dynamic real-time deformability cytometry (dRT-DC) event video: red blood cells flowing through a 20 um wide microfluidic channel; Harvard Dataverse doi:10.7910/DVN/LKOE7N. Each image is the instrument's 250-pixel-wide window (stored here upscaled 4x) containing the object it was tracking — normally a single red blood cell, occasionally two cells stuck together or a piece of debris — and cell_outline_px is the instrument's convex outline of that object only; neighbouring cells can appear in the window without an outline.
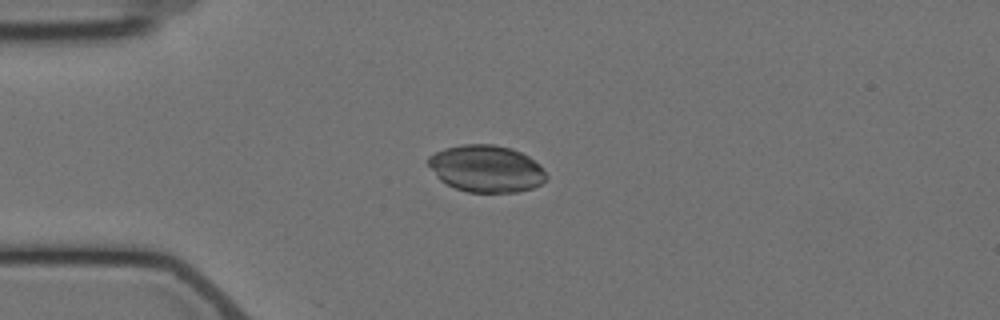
{"species": "Egyptian fruit bat (a non-hibernating species)", "species_latin": "Rousettus aegyptiacus", "temperature_condition": "cold", "stored_images_in_passage": 9, "camera_frame_rate_fps": 3000, "um_per_image_px": 0.085, "animal": {"sex": "female"}, "frame": {"image": 1, "passage_image": 4, "time_ms": 3.333, "image_size_px": [1000, 320], "cell_outline_px": [[548, 176], [540, 184], [532, 188], [516, 192], [468, 192], [456, 188], [440, 180], [436, 176], [428, 164], [428, 156], [444, 148], [460, 144], [492, 144], [512, 148], [528, 156], [540, 164]], "centroid_in_image_um": [41.33, 14.32], "position_along_channel_um": 43.7, "area_um2": 32.31}}
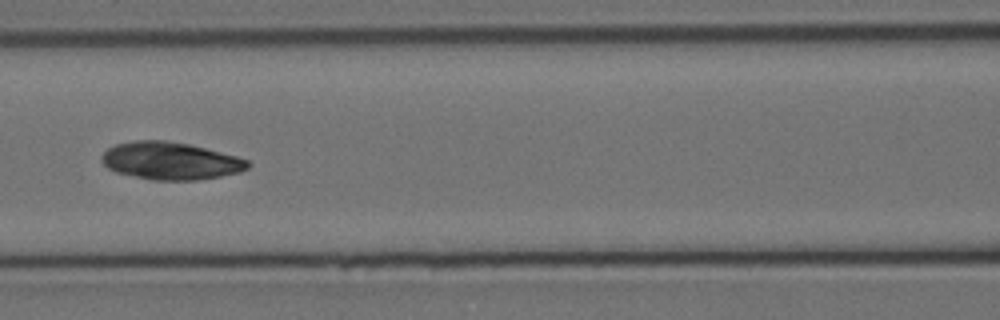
{"frame": {"image": 2, "passage_image": 7, "time_ms": 7.0, "image_size_px": [1000, 320], "cell_outline_px": [[252, 164], [248, 168], [240, 172], [220, 176], [196, 180], [152, 180], [116, 172], [108, 168], [100, 160], [100, 156], [108, 148], [116, 144], [136, 140], [164, 140], [188, 144], [236, 156], [248, 160]], "centroid_in_image_um": [14.48, 13.67], "position_along_channel_um": 152.1, "area_um2": 31.85}}
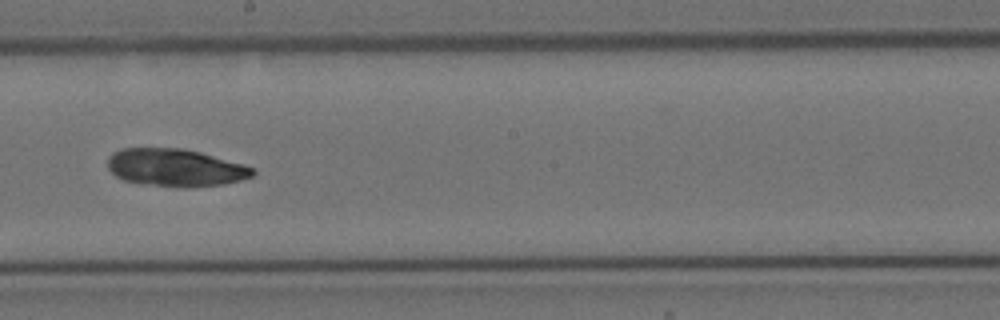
{"frame": {"image": 3, "passage_image": 9, "time_ms": 9.333, "image_size_px": [1000, 320], "cell_outline_px": [[256, 172], [252, 176], [240, 180], [224, 184], [184, 188], [140, 184], [124, 180], [116, 176], [108, 168], [108, 156], [112, 152], [120, 148], [184, 148], [200, 152], [244, 164], [256, 168]], "centroid_in_image_um": [14.91, 14.25], "position_along_channel_um": 233.3, "area_um2": 32.14}}